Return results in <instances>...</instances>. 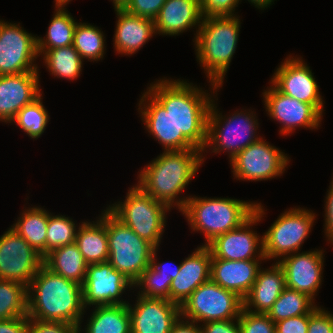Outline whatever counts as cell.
<instances>
[{"label": "cell", "mask_w": 333, "mask_h": 333, "mask_svg": "<svg viewBox=\"0 0 333 333\" xmlns=\"http://www.w3.org/2000/svg\"><path fill=\"white\" fill-rule=\"evenodd\" d=\"M147 90L169 113L178 132L199 150L205 149L207 121L212 94L186 80L163 79L151 83Z\"/></svg>", "instance_id": "6da1fadb"}, {"label": "cell", "mask_w": 333, "mask_h": 333, "mask_svg": "<svg viewBox=\"0 0 333 333\" xmlns=\"http://www.w3.org/2000/svg\"><path fill=\"white\" fill-rule=\"evenodd\" d=\"M204 160L199 149L163 151L139 171L137 185L154 200L182 211L189 197L179 198L178 195L195 177Z\"/></svg>", "instance_id": "7a4b0ae2"}, {"label": "cell", "mask_w": 333, "mask_h": 333, "mask_svg": "<svg viewBox=\"0 0 333 333\" xmlns=\"http://www.w3.org/2000/svg\"><path fill=\"white\" fill-rule=\"evenodd\" d=\"M82 285L67 280L44 265L28 286V314L30 319L59 321L78 326L85 313Z\"/></svg>", "instance_id": "3957f363"}, {"label": "cell", "mask_w": 333, "mask_h": 333, "mask_svg": "<svg viewBox=\"0 0 333 333\" xmlns=\"http://www.w3.org/2000/svg\"><path fill=\"white\" fill-rule=\"evenodd\" d=\"M239 18L237 15L204 17L194 34L196 58L207 74L210 88L216 94L214 98L236 51L241 27Z\"/></svg>", "instance_id": "277c9868"}, {"label": "cell", "mask_w": 333, "mask_h": 333, "mask_svg": "<svg viewBox=\"0 0 333 333\" xmlns=\"http://www.w3.org/2000/svg\"><path fill=\"white\" fill-rule=\"evenodd\" d=\"M256 203L233 198L189 196L181 211L192 231L204 234L207 245L217 236L239 228L253 214Z\"/></svg>", "instance_id": "5b68a950"}, {"label": "cell", "mask_w": 333, "mask_h": 333, "mask_svg": "<svg viewBox=\"0 0 333 333\" xmlns=\"http://www.w3.org/2000/svg\"><path fill=\"white\" fill-rule=\"evenodd\" d=\"M125 198L106 208L140 238L159 248L170 208L154 200L137 184L128 190Z\"/></svg>", "instance_id": "8992f818"}, {"label": "cell", "mask_w": 333, "mask_h": 333, "mask_svg": "<svg viewBox=\"0 0 333 333\" xmlns=\"http://www.w3.org/2000/svg\"><path fill=\"white\" fill-rule=\"evenodd\" d=\"M216 107L213 99L208 113L207 141L202 152L208 153L206 148L216 154L226 151L231 161L240 151L261 138L258 134L256 136L258 119L252 110H236L230 117H225Z\"/></svg>", "instance_id": "52a82bcc"}, {"label": "cell", "mask_w": 333, "mask_h": 333, "mask_svg": "<svg viewBox=\"0 0 333 333\" xmlns=\"http://www.w3.org/2000/svg\"><path fill=\"white\" fill-rule=\"evenodd\" d=\"M108 262L132 283L150 266L155 247L140 238L106 208Z\"/></svg>", "instance_id": "ba28073f"}, {"label": "cell", "mask_w": 333, "mask_h": 333, "mask_svg": "<svg viewBox=\"0 0 333 333\" xmlns=\"http://www.w3.org/2000/svg\"><path fill=\"white\" fill-rule=\"evenodd\" d=\"M315 217L311 210L301 207L290 208L279 215L262 236L265 260L275 259L277 262L281 257L299 252L309 237Z\"/></svg>", "instance_id": "9c48e42d"}, {"label": "cell", "mask_w": 333, "mask_h": 333, "mask_svg": "<svg viewBox=\"0 0 333 333\" xmlns=\"http://www.w3.org/2000/svg\"><path fill=\"white\" fill-rule=\"evenodd\" d=\"M243 299L211 279L201 284L180 306L181 317L196 323L238 319Z\"/></svg>", "instance_id": "30bf717a"}, {"label": "cell", "mask_w": 333, "mask_h": 333, "mask_svg": "<svg viewBox=\"0 0 333 333\" xmlns=\"http://www.w3.org/2000/svg\"><path fill=\"white\" fill-rule=\"evenodd\" d=\"M290 160L287 154L263 137L240 151L231 161L234 178L265 181L281 176Z\"/></svg>", "instance_id": "8fae6325"}, {"label": "cell", "mask_w": 333, "mask_h": 333, "mask_svg": "<svg viewBox=\"0 0 333 333\" xmlns=\"http://www.w3.org/2000/svg\"><path fill=\"white\" fill-rule=\"evenodd\" d=\"M261 203H257L254 214L239 228L217 236L206 246L212 259L225 260H265L263 253V237L253 231V225L262 221L265 211Z\"/></svg>", "instance_id": "7c38bea8"}, {"label": "cell", "mask_w": 333, "mask_h": 333, "mask_svg": "<svg viewBox=\"0 0 333 333\" xmlns=\"http://www.w3.org/2000/svg\"><path fill=\"white\" fill-rule=\"evenodd\" d=\"M20 26L0 20V76L39 72L37 37Z\"/></svg>", "instance_id": "4fadbf2b"}, {"label": "cell", "mask_w": 333, "mask_h": 333, "mask_svg": "<svg viewBox=\"0 0 333 333\" xmlns=\"http://www.w3.org/2000/svg\"><path fill=\"white\" fill-rule=\"evenodd\" d=\"M44 257L11 227L0 236V279L29 286Z\"/></svg>", "instance_id": "5bb4252c"}, {"label": "cell", "mask_w": 333, "mask_h": 333, "mask_svg": "<svg viewBox=\"0 0 333 333\" xmlns=\"http://www.w3.org/2000/svg\"><path fill=\"white\" fill-rule=\"evenodd\" d=\"M133 284L108 261L89 264L82 284L83 306L87 309L91 305L128 304L129 302L121 299V296L126 289L132 290Z\"/></svg>", "instance_id": "9a60e30c"}, {"label": "cell", "mask_w": 333, "mask_h": 333, "mask_svg": "<svg viewBox=\"0 0 333 333\" xmlns=\"http://www.w3.org/2000/svg\"><path fill=\"white\" fill-rule=\"evenodd\" d=\"M262 94L268 116L280 123L281 135L293 133L298 127L311 130L320 127L323 116L312 104L281 93L273 84Z\"/></svg>", "instance_id": "2e32d148"}, {"label": "cell", "mask_w": 333, "mask_h": 333, "mask_svg": "<svg viewBox=\"0 0 333 333\" xmlns=\"http://www.w3.org/2000/svg\"><path fill=\"white\" fill-rule=\"evenodd\" d=\"M271 79L270 83L281 93L312 104L323 115V97L320 95L312 70L302 57L289 55L276 69Z\"/></svg>", "instance_id": "e0dca14e"}, {"label": "cell", "mask_w": 333, "mask_h": 333, "mask_svg": "<svg viewBox=\"0 0 333 333\" xmlns=\"http://www.w3.org/2000/svg\"><path fill=\"white\" fill-rule=\"evenodd\" d=\"M324 250L296 252L277 261L284 271L286 287L307 294L315 301L323 280Z\"/></svg>", "instance_id": "ac0fdd59"}, {"label": "cell", "mask_w": 333, "mask_h": 333, "mask_svg": "<svg viewBox=\"0 0 333 333\" xmlns=\"http://www.w3.org/2000/svg\"><path fill=\"white\" fill-rule=\"evenodd\" d=\"M138 104L146 130L162 144L164 151L197 149L182 132L177 131L172 116L148 90Z\"/></svg>", "instance_id": "d6986e66"}, {"label": "cell", "mask_w": 333, "mask_h": 333, "mask_svg": "<svg viewBox=\"0 0 333 333\" xmlns=\"http://www.w3.org/2000/svg\"><path fill=\"white\" fill-rule=\"evenodd\" d=\"M133 305L127 304L131 333H170L181 316L180 305L168 299L138 296Z\"/></svg>", "instance_id": "ffe728a7"}, {"label": "cell", "mask_w": 333, "mask_h": 333, "mask_svg": "<svg viewBox=\"0 0 333 333\" xmlns=\"http://www.w3.org/2000/svg\"><path fill=\"white\" fill-rule=\"evenodd\" d=\"M39 72L0 76V121L10 123L16 114L42 93Z\"/></svg>", "instance_id": "44dd1931"}, {"label": "cell", "mask_w": 333, "mask_h": 333, "mask_svg": "<svg viewBox=\"0 0 333 333\" xmlns=\"http://www.w3.org/2000/svg\"><path fill=\"white\" fill-rule=\"evenodd\" d=\"M211 253L206 245H200L181 262L179 274L170 284V301L182 305L203 283L210 280Z\"/></svg>", "instance_id": "7402d4cb"}, {"label": "cell", "mask_w": 333, "mask_h": 333, "mask_svg": "<svg viewBox=\"0 0 333 333\" xmlns=\"http://www.w3.org/2000/svg\"><path fill=\"white\" fill-rule=\"evenodd\" d=\"M261 261L211 259L210 279L244 299L256 280Z\"/></svg>", "instance_id": "603a6c76"}, {"label": "cell", "mask_w": 333, "mask_h": 333, "mask_svg": "<svg viewBox=\"0 0 333 333\" xmlns=\"http://www.w3.org/2000/svg\"><path fill=\"white\" fill-rule=\"evenodd\" d=\"M202 20L200 0H166L154 25L156 34L178 36L189 28H199Z\"/></svg>", "instance_id": "cb8c5ba5"}, {"label": "cell", "mask_w": 333, "mask_h": 333, "mask_svg": "<svg viewBox=\"0 0 333 333\" xmlns=\"http://www.w3.org/2000/svg\"><path fill=\"white\" fill-rule=\"evenodd\" d=\"M114 9L118 18L113 38L115 51L133 55L156 34L154 20L133 15L123 8Z\"/></svg>", "instance_id": "d4e9b609"}, {"label": "cell", "mask_w": 333, "mask_h": 333, "mask_svg": "<svg viewBox=\"0 0 333 333\" xmlns=\"http://www.w3.org/2000/svg\"><path fill=\"white\" fill-rule=\"evenodd\" d=\"M271 268L260 267L256 280L243 299V309L252 313L267 314L286 288L284 271L278 262Z\"/></svg>", "instance_id": "484cf974"}, {"label": "cell", "mask_w": 333, "mask_h": 333, "mask_svg": "<svg viewBox=\"0 0 333 333\" xmlns=\"http://www.w3.org/2000/svg\"><path fill=\"white\" fill-rule=\"evenodd\" d=\"M101 214L96 222H82L76 233L75 243L88 265L106 262L109 259L106 209Z\"/></svg>", "instance_id": "4316f807"}, {"label": "cell", "mask_w": 333, "mask_h": 333, "mask_svg": "<svg viewBox=\"0 0 333 333\" xmlns=\"http://www.w3.org/2000/svg\"><path fill=\"white\" fill-rule=\"evenodd\" d=\"M43 265L65 279L81 285L88 267L75 242L49 251L44 256Z\"/></svg>", "instance_id": "83f0119b"}, {"label": "cell", "mask_w": 333, "mask_h": 333, "mask_svg": "<svg viewBox=\"0 0 333 333\" xmlns=\"http://www.w3.org/2000/svg\"><path fill=\"white\" fill-rule=\"evenodd\" d=\"M95 308V309H94ZM87 319L84 333H131V318L127 304L98 305Z\"/></svg>", "instance_id": "f1b7e54d"}, {"label": "cell", "mask_w": 333, "mask_h": 333, "mask_svg": "<svg viewBox=\"0 0 333 333\" xmlns=\"http://www.w3.org/2000/svg\"><path fill=\"white\" fill-rule=\"evenodd\" d=\"M48 219L49 212L35 205L23 210L17 222L11 226L43 257L46 255Z\"/></svg>", "instance_id": "f546056e"}, {"label": "cell", "mask_w": 333, "mask_h": 333, "mask_svg": "<svg viewBox=\"0 0 333 333\" xmlns=\"http://www.w3.org/2000/svg\"><path fill=\"white\" fill-rule=\"evenodd\" d=\"M55 14L51 19L46 35L37 36L38 55L45 51L73 44L74 31L77 26L76 20L65 7H56Z\"/></svg>", "instance_id": "4dcf8cb0"}, {"label": "cell", "mask_w": 333, "mask_h": 333, "mask_svg": "<svg viewBox=\"0 0 333 333\" xmlns=\"http://www.w3.org/2000/svg\"><path fill=\"white\" fill-rule=\"evenodd\" d=\"M42 58L54 77L75 80L82 72L84 61L73 45L47 50Z\"/></svg>", "instance_id": "1f68e13d"}, {"label": "cell", "mask_w": 333, "mask_h": 333, "mask_svg": "<svg viewBox=\"0 0 333 333\" xmlns=\"http://www.w3.org/2000/svg\"><path fill=\"white\" fill-rule=\"evenodd\" d=\"M317 306L307 294L285 288L267 315L274 322L310 314Z\"/></svg>", "instance_id": "d6a6232c"}, {"label": "cell", "mask_w": 333, "mask_h": 333, "mask_svg": "<svg viewBox=\"0 0 333 333\" xmlns=\"http://www.w3.org/2000/svg\"><path fill=\"white\" fill-rule=\"evenodd\" d=\"M28 314V286L0 279V320Z\"/></svg>", "instance_id": "836d02e7"}, {"label": "cell", "mask_w": 333, "mask_h": 333, "mask_svg": "<svg viewBox=\"0 0 333 333\" xmlns=\"http://www.w3.org/2000/svg\"><path fill=\"white\" fill-rule=\"evenodd\" d=\"M103 31L89 23H77L74 31L73 46L83 60L99 61L105 54Z\"/></svg>", "instance_id": "e575fe53"}, {"label": "cell", "mask_w": 333, "mask_h": 333, "mask_svg": "<svg viewBox=\"0 0 333 333\" xmlns=\"http://www.w3.org/2000/svg\"><path fill=\"white\" fill-rule=\"evenodd\" d=\"M42 94L32 103L21 109L10 123H16L31 139H38L50 120L42 102Z\"/></svg>", "instance_id": "d590c367"}, {"label": "cell", "mask_w": 333, "mask_h": 333, "mask_svg": "<svg viewBox=\"0 0 333 333\" xmlns=\"http://www.w3.org/2000/svg\"><path fill=\"white\" fill-rule=\"evenodd\" d=\"M66 215H52L49 213L48 227L46 231V254L60 246L75 242L77 225L75 221ZM76 224V225H75Z\"/></svg>", "instance_id": "8d00e7d4"}, {"label": "cell", "mask_w": 333, "mask_h": 333, "mask_svg": "<svg viewBox=\"0 0 333 333\" xmlns=\"http://www.w3.org/2000/svg\"><path fill=\"white\" fill-rule=\"evenodd\" d=\"M171 281L172 278L164 277L150 265L134 282L133 287L140 288L137 296L163 298L170 301Z\"/></svg>", "instance_id": "74e56055"}, {"label": "cell", "mask_w": 333, "mask_h": 333, "mask_svg": "<svg viewBox=\"0 0 333 333\" xmlns=\"http://www.w3.org/2000/svg\"><path fill=\"white\" fill-rule=\"evenodd\" d=\"M238 323L240 333H275V323L267 314L242 309Z\"/></svg>", "instance_id": "f35d334b"}, {"label": "cell", "mask_w": 333, "mask_h": 333, "mask_svg": "<svg viewBox=\"0 0 333 333\" xmlns=\"http://www.w3.org/2000/svg\"><path fill=\"white\" fill-rule=\"evenodd\" d=\"M241 0H200L202 17L236 16L234 14Z\"/></svg>", "instance_id": "ab89813d"}, {"label": "cell", "mask_w": 333, "mask_h": 333, "mask_svg": "<svg viewBox=\"0 0 333 333\" xmlns=\"http://www.w3.org/2000/svg\"><path fill=\"white\" fill-rule=\"evenodd\" d=\"M166 0H129L123 7L128 13L154 20Z\"/></svg>", "instance_id": "60d3db41"}, {"label": "cell", "mask_w": 333, "mask_h": 333, "mask_svg": "<svg viewBox=\"0 0 333 333\" xmlns=\"http://www.w3.org/2000/svg\"><path fill=\"white\" fill-rule=\"evenodd\" d=\"M27 333H78V326L59 321L30 319Z\"/></svg>", "instance_id": "b9f144b4"}, {"label": "cell", "mask_w": 333, "mask_h": 333, "mask_svg": "<svg viewBox=\"0 0 333 333\" xmlns=\"http://www.w3.org/2000/svg\"><path fill=\"white\" fill-rule=\"evenodd\" d=\"M307 333H333V314L317 306L309 314Z\"/></svg>", "instance_id": "7bdbcfd3"}, {"label": "cell", "mask_w": 333, "mask_h": 333, "mask_svg": "<svg viewBox=\"0 0 333 333\" xmlns=\"http://www.w3.org/2000/svg\"><path fill=\"white\" fill-rule=\"evenodd\" d=\"M309 314L283 319L275 323V333H307Z\"/></svg>", "instance_id": "ee69618b"}, {"label": "cell", "mask_w": 333, "mask_h": 333, "mask_svg": "<svg viewBox=\"0 0 333 333\" xmlns=\"http://www.w3.org/2000/svg\"><path fill=\"white\" fill-rule=\"evenodd\" d=\"M200 329L202 333H240L238 319L205 322Z\"/></svg>", "instance_id": "f6af8a7d"}, {"label": "cell", "mask_w": 333, "mask_h": 333, "mask_svg": "<svg viewBox=\"0 0 333 333\" xmlns=\"http://www.w3.org/2000/svg\"><path fill=\"white\" fill-rule=\"evenodd\" d=\"M325 223H324V233L326 238L331 244H333V178L330 183L329 189L327 190V195L325 197Z\"/></svg>", "instance_id": "bcb514c9"}, {"label": "cell", "mask_w": 333, "mask_h": 333, "mask_svg": "<svg viewBox=\"0 0 333 333\" xmlns=\"http://www.w3.org/2000/svg\"><path fill=\"white\" fill-rule=\"evenodd\" d=\"M28 322V316L0 320V333H27Z\"/></svg>", "instance_id": "7dc6e473"}, {"label": "cell", "mask_w": 333, "mask_h": 333, "mask_svg": "<svg viewBox=\"0 0 333 333\" xmlns=\"http://www.w3.org/2000/svg\"><path fill=\"white\" fill-rule=\"evenodd\" d=\"M159 248H155L153 254H152V259H151V266L161 275H163L164 277L167 278H172L175 279L177 277V275L179 274V270L181 267V263L175 267H172V265L170 264H174V263H170L168 265L169 262H163V263H157V251Z\"/></svg>", "instance_id": "c3c4849f"}, {"label": "cell", "mask_w": 333, "mask_h": 333, "mask_svg": "<svg viewBox=\"0 0 333 333\" xmlns=\"http://www.w3.org/2000/svg\"><path fill=\"white\" fill-rule=\"evenodd\" d=\"M200 325L201 323L198 324L180 316L179 319L173 324L170 333H202Z\"/></svg>", "instance_id": "681fc988"}, {"label": "cell", "mask_w": 333, "mask_h": 333, "mask_svg": "<svg viewBox=\"0 0 333 333\" xmlns=\"http://www.w3.org/2000/svg\"><path fill=\"white\" fill-rule=\"evenodd\" d=\"M248 2H251L255 8L257 7L258 9L264 10L265 8L270 7L272 2L274 3V0H248Z\"/></svg>", "instance_id": "f907efd6"}, {"label": "cell", "mask_w": 333, "mask_h": 333, "mask_svg": "<svg viewBox=\"0 0 333 333\" xmlns=\"http://www.w3.org/2000/svg\"><path fill=\"white\" fill-rule=\"evenodd\" d=\"M114 8H123L129 0H111Z\"/></svg>", "instance_id": "816d5d0a"}, {"label": "cell", "mask_w": 333, "mask_h": 333, "mask_svg": "<svg viewBox=\"0 0 333 333\" xmlns=\"http://www.w3.org/2000/svg\"><path fill=\"white\" fill-rule=\"evenodd\" d=\"M71 0H55V9L56 7H66L67 3L69 4Z\"/></svg>", "instance_id": "f5cc1de1"}]
</instances>
